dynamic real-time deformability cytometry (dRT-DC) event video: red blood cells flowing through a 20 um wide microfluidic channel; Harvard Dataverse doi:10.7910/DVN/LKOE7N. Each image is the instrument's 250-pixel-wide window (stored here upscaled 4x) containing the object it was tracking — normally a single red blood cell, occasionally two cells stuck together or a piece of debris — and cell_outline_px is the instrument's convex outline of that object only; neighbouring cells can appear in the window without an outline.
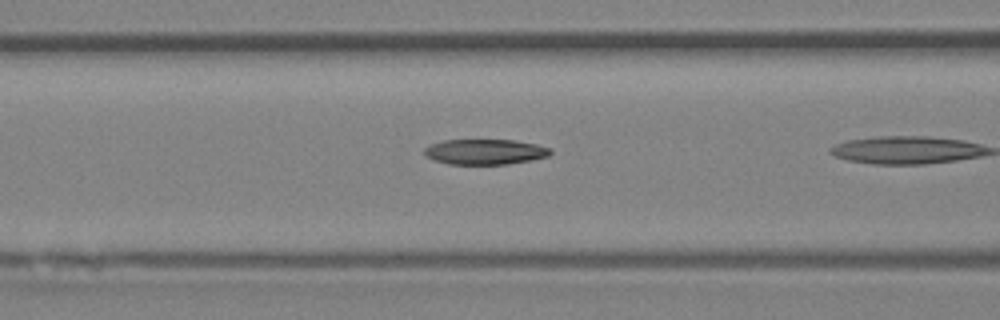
{"species": "Egyptian fruit bat (a non-hibernating species)", "species_latin": "Rousettus aegyptiacus", "temperature_condition": "room temperature", "stored_images_in_passage": 10, "camera_frame_rate_fps": 3000, "um_per_image_px": 0.085, "animal": {"sex": "female"}, "frame": {"image": 1, "passage_image": 5, "time_ms": 1.333, "image_size_px": [1000, 320], "cell_outline_px": [[552, 152], [548, 156], [532, 160], [508, 164], [448, 164], [424, 156], [424, 148], [432, 144], [444, 140], [512, 140], [536, 144], [552, 148]], "centroid_in_image_um": [41.24, 12.9], "position_along_channel_um": 125.4, "area_um2": 18.61}}